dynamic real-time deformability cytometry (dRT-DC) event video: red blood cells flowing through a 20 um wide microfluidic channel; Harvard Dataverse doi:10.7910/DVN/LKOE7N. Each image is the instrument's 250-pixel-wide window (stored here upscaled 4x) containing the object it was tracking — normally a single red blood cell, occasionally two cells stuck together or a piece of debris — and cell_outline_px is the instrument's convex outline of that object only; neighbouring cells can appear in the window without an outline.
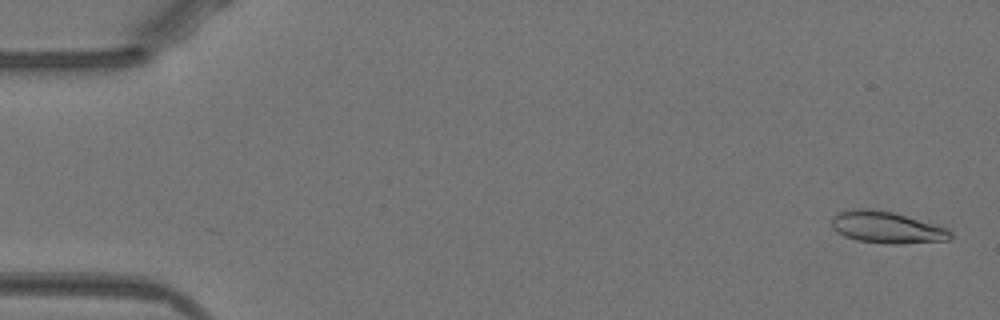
{"species": "Egyptian fruit bat (a non-hibernating species)", "species_latin": "Rousettus aegyptiacus", "temperature_condition": "warm", "stored_images_in_passage": 52, "camera_frame_rate_fps": 3000, "um_per_image_px": 0.085, "animal": {"sex": "female"}, "frame": {"image": 1, "passage_image": 2, "time_ms": 0.333, "image_size_px": [1000, 320], "cell_outline_px": [[952, 236], [948, 240], [900, 244], [884, 244], [856, 240], [844, 236], [836, 232], [832, 228], [832, 216], [836, 212], [852, 208], [872, 208], [892, 212], [948, 228], [952, 232]], "centroid_in_image_um": [75.32, 19.32], "position_along_channel_um": 9.7, "area_um2": 22.25}}
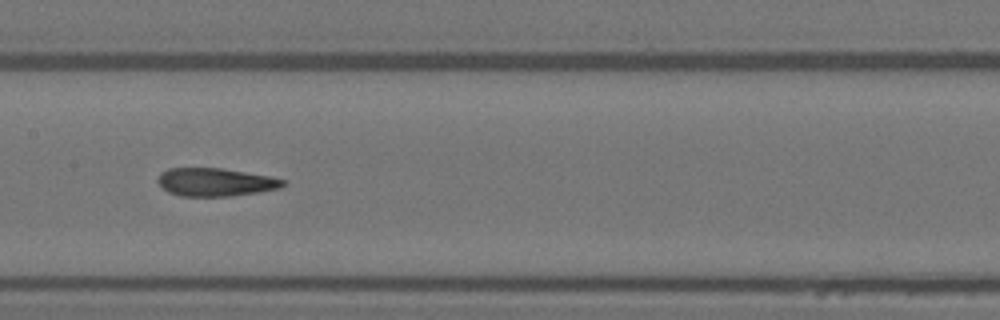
{"frame": {"image": 2, "passage_image": 26, "time_ms": 8.333, "image_size_px": [1000, 320], "cell_outline_px": [[284, 184], [280, 188], [260, 192], [232, 196], [180, 196], [168, 192], [156, 180], [160, 172], [168, 168], [220, 168], [272, 176], [284, 180]], "centroid_in_image_um": [18.3, 15.48], "position_along_channel_um": 189.1, "area_um2": 20.58}}
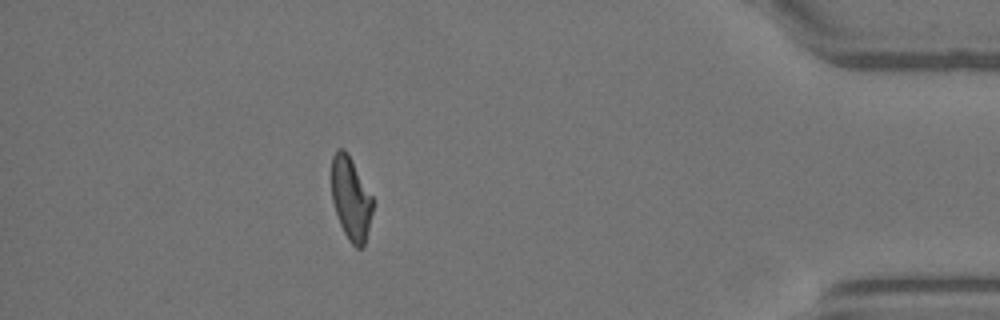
{"frame": {"image": 3, "passage_image": 46, "time_ms": 15.0, "image_size_px": [1000, 320], "cell_outline_px": [[372, 212], [364, 244], [360, 248], [356, 248], [348, 240], [340, 224], [332, 200], [332, 156], [336, 148], [344, 148], [348, 152], [372, 196]], "centroid_in_image_um": [29.81, 16.83], "position_along_channel_um": 405.4, "area_um2": 19.77}, "authors_computed_cell_mechanics": {"area_um2": 21.3571, "velocity_mm_per_s": 3.9504, "shape_relaxation_time_tau1_ms": null, "shape_relaxation_time_tau2_ms": 1.7064, "deformation_change_tau1": null, "deformation_change_tau2": 0.0938}}